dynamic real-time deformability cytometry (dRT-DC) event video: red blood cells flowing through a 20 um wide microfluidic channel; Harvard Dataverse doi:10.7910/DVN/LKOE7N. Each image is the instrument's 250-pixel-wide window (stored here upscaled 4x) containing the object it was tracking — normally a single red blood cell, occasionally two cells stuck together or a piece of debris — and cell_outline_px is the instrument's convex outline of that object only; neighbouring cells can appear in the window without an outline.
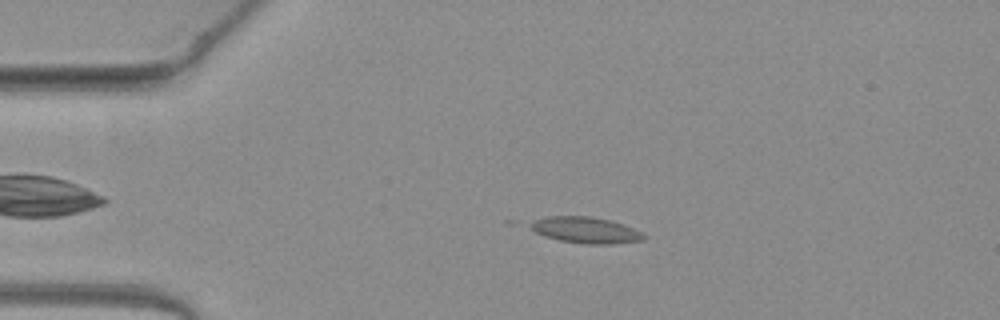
{"species": "common noctule bat (a hibernating species)", "species_latin": "Nyctalus noctula", "temperature_condition": "warm", "stored_images_in_passage": 27, "camera_frame_rate_fps": 3000, "um_per_image_px": 0.085, "animal": {"sex": "female", "body_mass_g": 19.3, "forearm_length_mm": 54.1}, "frame": {"image": 1, "passage_image": 10, "time_ms": 3.0, "image_size_px": [1000, 320], "cell_outline_px": [[648, 236], [644, 240], [612, 244], [588, 244], [560, 240], [544, 236], [508, 224], [504, 220], [548, 216], [592, 216], [608, 220], [632, 228]], "centroid_in_image_um": [49.25, 19.5], "position_along_channel_um": 35.8, "area_um2": 19.02}}
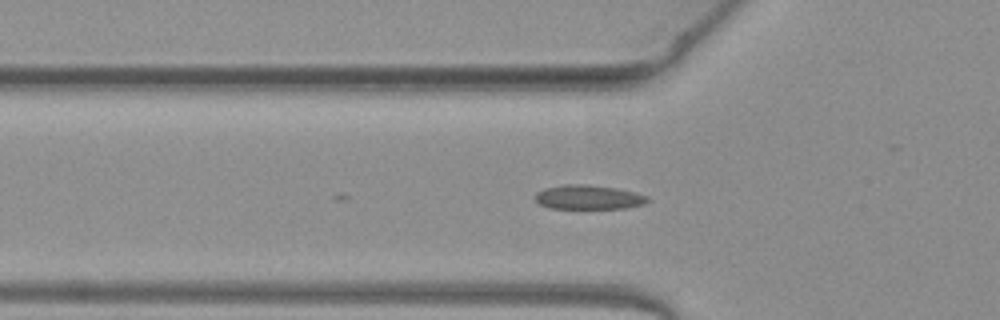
{"frame": {"image": 2, "passage_image": 16, "time_ms": 5.0, "image_size_px": [1000, 320], "cell_outline_px": [[652, 200], [644, 204], [628, 208], [548, 208], [540, 204], [536, 200], [536, 192], [544, 188], [564, 184], [588, 184], [616, 188], [636, 192], [648, 196]], "centroid_in_image_um": [50.06, 16.75], "position_along_channel_um": 75.7, "area_um2": 16.07}}
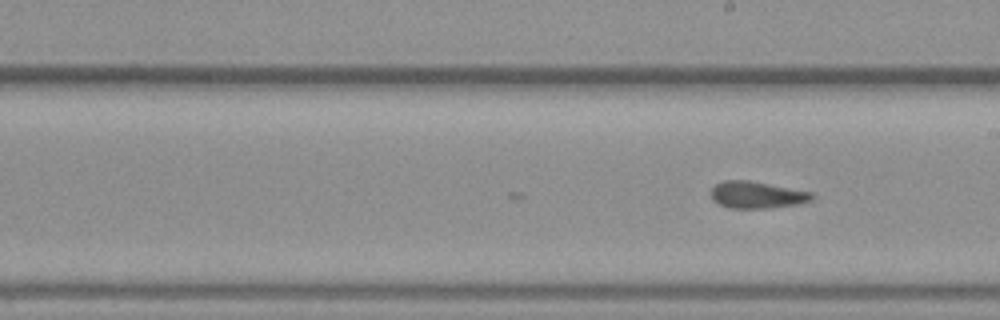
{"frame": {"image": 3, "passage_image": 27, "time_ms": 8.667, "image_size_px": [1000, 320], "cell_outline_px": [[816, 196], [812, 200], [796, 204], [768, 208], [728, 208], [712, 200], [712, 188], [716, 184], [724, 180], [748, 180], [812, 192]], "centroid_in_image_um": [64.34, 16.56], "position_along_channel_um": 224.7, "area_um2": 15.72}}